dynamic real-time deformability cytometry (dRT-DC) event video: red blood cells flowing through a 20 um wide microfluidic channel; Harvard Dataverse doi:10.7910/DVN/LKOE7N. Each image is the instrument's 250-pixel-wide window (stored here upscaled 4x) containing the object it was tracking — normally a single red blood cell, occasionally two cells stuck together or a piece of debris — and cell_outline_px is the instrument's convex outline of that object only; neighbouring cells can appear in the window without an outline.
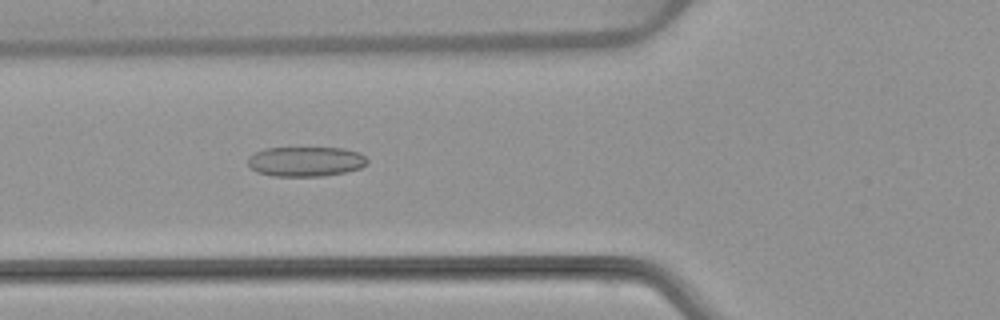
{"species": "common noctule bat (a hibernating species)", "species_latin": "Nyctalus noctula", "temperature_condition": "warm", "stored_images_in_passage": 53, "camera_frame_rate_fps": 3000, "um_per_image_px": 0.085, "animal": {"sex": "female", "body_mass_g": 22.7, "forearm_length_mm": 54.2}, "frame": {"image": 1, "passage_image": 20, "time_ms": 6.333, "image_size_px": [1000, 320], "cell_outline_px": [[368, 164], [360, 168], [344, 172], [320, 176], [272, 176], [256, 172], [248, 164], [248, 156], [264, 148], [344, 148], [360, 152], [368, 160]], "centroid_in_image_um": [25.98, 13.72], "position_along_channel_um": 99.8, "area_um2": 20.81}}
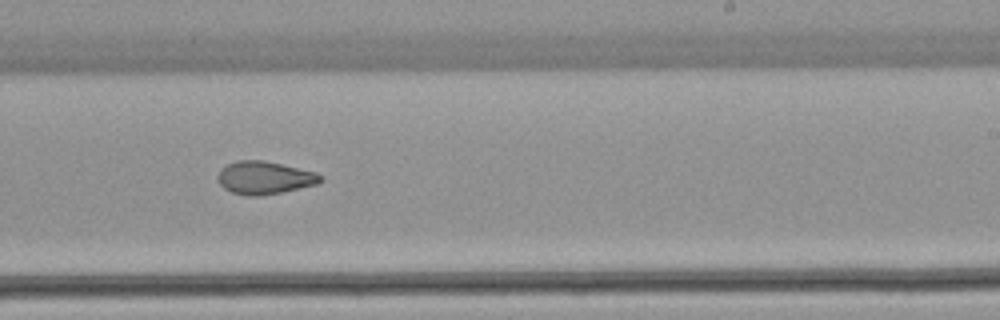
{"frame": {"image": 2, "passage_image": 33, "time_ms": 10.667, "image_size_px": [1000, 320], "cell_outline_px": [[324, 180], [316, 184], [280, 192], [256, 196], [248, 196], [232, 192], [224, 188], [220, 184], [216, 176], [220, 168], [236, 160], [264, 160], [316, 172]], "centroid_in_image_um": [22.44, 15.09], "position_along_channel_um": 266.6, "area_um2": 19.54}}
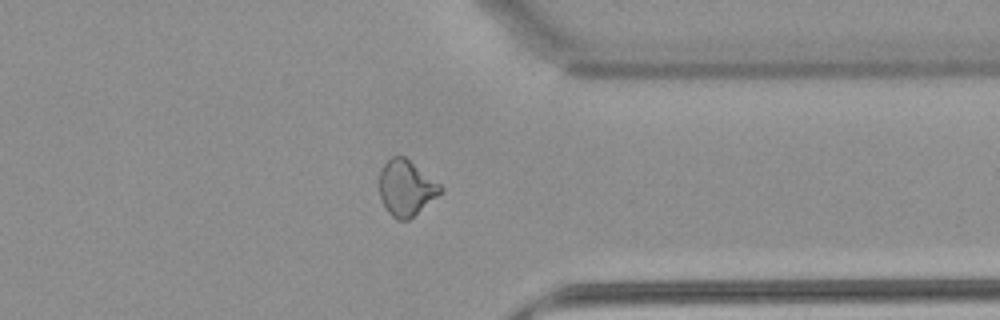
{"frame": {"image": 3, "passage_image": 42, "time_ms": 13.667, "image_size_px": [1000, 320], "cell_outline_px": [[444, 192], [408, 220], [396, 220], [388, 212], [380, 200], [380, 172], [384, 164], [392, 156], [404, 156], [440, 184], [444, 188]], "centroid_in_image_um": [34.54, 16.0], "position_along_channel_um": 376.9, "area_um2": 19.83}, "authors_computed_cell_mechanics": {"area_um2": 21.3282, "velocity_mm_per_s": 3.843, "shape_relaxation_time_tau1_ms": null, "shape_relaxation_time_tau2_ms": 3.9293, "deformation_change_tau1": null, "deformation_change_tau2": 0.0981}}